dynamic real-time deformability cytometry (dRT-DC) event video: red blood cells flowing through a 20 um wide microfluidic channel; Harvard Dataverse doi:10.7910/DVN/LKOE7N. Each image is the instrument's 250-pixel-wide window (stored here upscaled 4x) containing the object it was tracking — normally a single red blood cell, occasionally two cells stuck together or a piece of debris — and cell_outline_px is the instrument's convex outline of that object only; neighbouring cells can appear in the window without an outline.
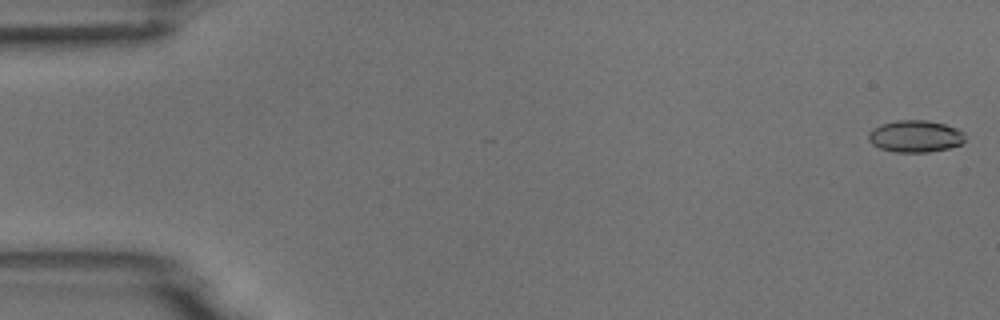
{"species": "common noctule bat (a hibernating species)", "species_latin": "Nyctalus noctula", "temperature_condition": "room temperature", "stored_images_in_passage": 54, "camera_frame_rate_fps": 3000, "um_per_image_px": 0.085, "animal": {"sex": "male", "body_mass_g": 18.8}, "frame": {"image": 1, "passage_image": 1, "time_ms": 0.0, "image_size_px": [1000, 320], "cell_outline_px": [[964, 140], [960, 144], [948, 148], [928, 152], [896, 152], [880, 148], [872, 144], [868, 140], [868, 132], [872, 128], [880, 124], [896, 120], [928, 120], [944, 124], [956, 128], [964, 132]], "centroid_in_image_um": [77.76, 11.57], "position_along_channel_um": 7.2, "area_um2": 18.03}}
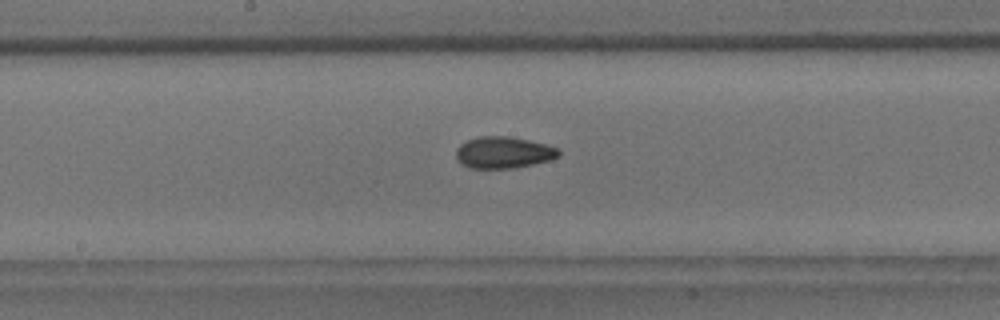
{"frame": {"image": 2, "passage_image": 28, "time_ms": 9.0, "image_size_px": [1000, 320], "cell_outline_px": [[560, 152], [552, 160], [516, 168], [468, 168], [460, 164], [456, 156], [456, 148], [460, 144], [468, 140], [480, 136], [508, 136], [528, 140], [560, 148]], "centroid_in_image_um": [42.78, 12.97], "position_along_channel_um": 205.4, "area_um2": 19.02}}
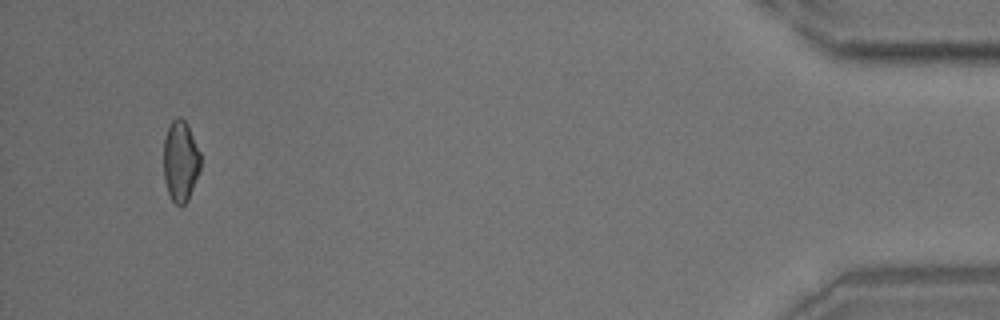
{"frame": {"image": 3, "passage_image": 51, "time_ms": 16.667, "image_size_px": [1000, 320], "cell_outline_px": [[200, 172], [188, 200], [180, 208], [172, 200], [168, 192], [164, 180], [164, 140], [168, 128], [172, 120], [176, 116], [180, 116], [188, 124], [200, 152]], "centroid_in_image_um": [15.35, 13.7], "position_along_channel_um": 419.8, "area_um2": 17.63}, "authors_computed_cell_mechanics": {"area_um2": 18.2937, "velocity_mm_per_s": 3.7783, "shape_relaxation_time_tau1_ms": 7.0372, "shape_relaxation_time_tau2_ms": 3.7158, "deformation_change_tau1": 0.1264, "deformation_change_tau2": 0.0911}}